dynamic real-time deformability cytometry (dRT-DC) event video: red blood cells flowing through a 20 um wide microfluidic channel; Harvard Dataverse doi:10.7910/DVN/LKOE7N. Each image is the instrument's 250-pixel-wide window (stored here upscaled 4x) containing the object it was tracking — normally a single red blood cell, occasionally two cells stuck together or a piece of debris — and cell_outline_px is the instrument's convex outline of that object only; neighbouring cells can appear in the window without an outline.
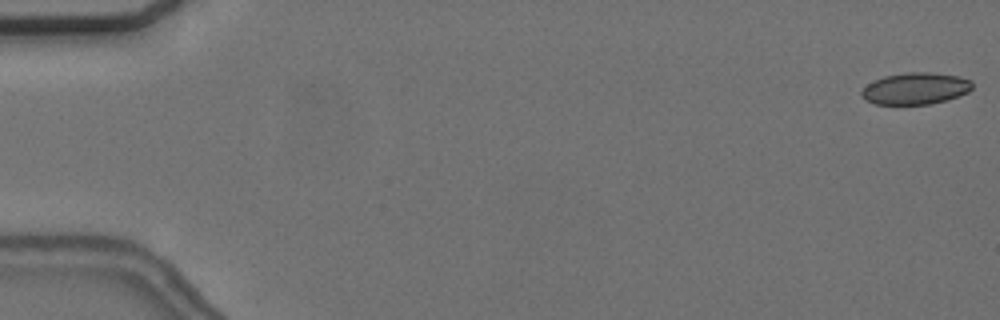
{"species": "common noctule bat (a hibernating species)", "species_latin": "Nyctalus noctula", "temperature_condition": "cold", "stored_images_in_passage": 12, "camera_frame_rate_fps": 3000, "um_per_image_px": 0.085, "animal": {"sex": "female", "body_mass_g": 24.6, "forearm_length_mm": 56.2}, "frame": {"image": 1, "passage_image": 1, "time_ms": 0.0, "image_size_px": [1000, 320], "cell_outline_px": [[972, 88], [968, 92], [948, 100], [928, 104], [876, 104], [864, 100], [860, 92], [868, 84], [884, 76], [908, 72], [928, 72], [956, 76], [972, 80]], "centroid_in_image_um": [77.82, 7.53], "position_along_channel_um": 7.2, "area_um2": 20.35}}